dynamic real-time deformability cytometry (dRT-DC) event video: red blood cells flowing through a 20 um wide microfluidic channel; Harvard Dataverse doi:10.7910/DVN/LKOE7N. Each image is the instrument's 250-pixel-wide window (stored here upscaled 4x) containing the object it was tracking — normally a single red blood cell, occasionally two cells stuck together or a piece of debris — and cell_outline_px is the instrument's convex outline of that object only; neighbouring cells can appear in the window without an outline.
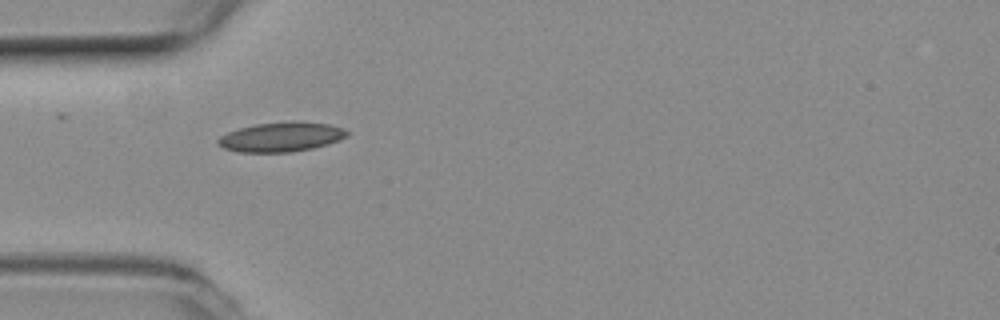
{"species": "common noctule bat (a hibernating species)", "species_latin": "Nyctalus noctula", "temperature_condition": "room temperature", "stored_images_in_passage": 16, "camera_frame_rate_fps": 3000, "um_per_image_px": 0.085, "animal": {"sex": "female", "body_mass_g": 19.3, "forearm_length_mm": 54.1}, "frame": {"image": 1, "passage_image": 1, "time_ms": 0.0, "image_size_px": [1000, 320], "cell_outline_px": [[348, 136], [340, 140], [328, 144], [312, 148], [292, 152], [236, 152], [224, 148], [216, 144], [216, 140], [220, 136], [228, 132], [240, 128], [256, 124], [292, 120], [296, 120], [332, 124], [344, 128], [348, 132]], "centroid_in_image_um": [23.92, 11.63], "position_along_channel_um": 61.1, "area_um2": 22.6}}
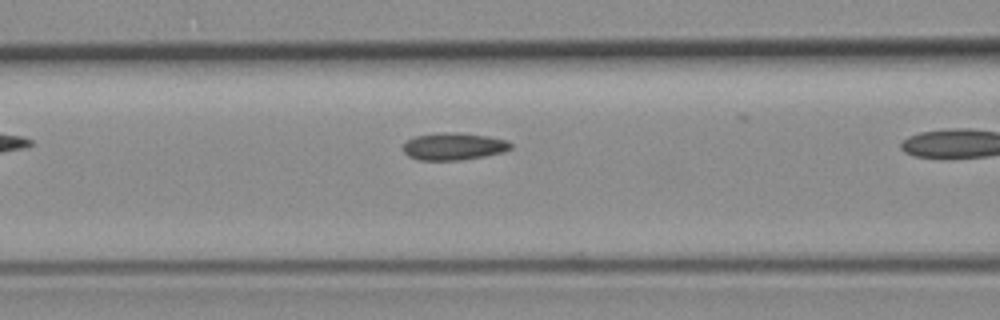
{"frame": {"image": 2, "passage_image": 3, "time_ms": 0.667, "image_size_px": [1000, 320], "cell_outline_px": [[512, 148], [504, 152], [484, 156], [460, 160], [420, 160], [408, 156], [404, 152], [404, 144], [408, 140], [416, 136], [444, 132], [452, 132], [488, 136], [508, 140], [512, 144]], "centroid_in_image_um": [38.6, 12.45], "position_along_channel_um": 128.0, "area_um2": 16.99}}